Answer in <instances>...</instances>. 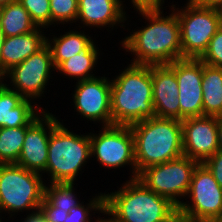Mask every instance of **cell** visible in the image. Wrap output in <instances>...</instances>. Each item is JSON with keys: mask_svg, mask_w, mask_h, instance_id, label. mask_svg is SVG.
<instances>
[{"mask_svg": "<svg viewBox=\"0 0 222 222\" xmlns=\"http://www.w3.org/2000/svg\"><path fill=\"white\" fill-rule=\"evenodd\" d=\"M161 8H137L149 24L121 41L123 49L135 55L132 64L168 65L181 59L178 16L172 9V13L164 17Z\"/></svg>", "mask_w": 222, "mask_h": 222, "instance_id": "6da1fadb", "label": "cell"}, {"mask_svg": "<svg viewBox=\"0 0 222 222\" xmlns=\"http://www.w3.org/2000/svg\"><path fill=\"white\" fill-rule=\"evenodd\" d=\"M112 125L131 126L155 117L152 65L129 64L111 80Z\"/></svg>", "mask_w": 222, "mask_h": 222, "instance_id": "7a4b0ae2", "label": "cell"}, {"mask_svg": "<svg viewBox=\"0 0 222 222\" xmlns=\"http://www.w3.org/2000/svg\"><path fill=\"white\" fill-rule=\"evenodd\" d=\"M117 192L104 194V214L115 222H169L178 207L156 194L137 178L130 179Z\"/></svg>", "mask_w": 222, "mask_h": 222, "instance_id": "3957f363", "label": "cell"}, {"mask_svg": "<svg viewBox=\"0 0 222 222\" xmlns=\"http://www.w3.org/2000/svg\"><path fill=\"white\" fill-rule=\"evenodd\" d=\"M134 136L137 177L145 168L184 155L179 119L152 117L130 126Z\"/></svg>", "mask_w": 222, "mask_h": 222, "instance_id": "277c9868", "label": "cell"}, {"mask_svg": "<svg viewBox=\"0 0 222 222\" xmlns=\"http://www.w3.org/2000/svg\"><path fill=\"white\" fill-rule=\"evenodd\" d=\"M91 157L90 133L78 135L60 121L50 133L45 172L50 183H74L79 171Z\"/></svg>", "mask_w": 222, "mask_h": 222, "instance_id": "5b68a950", "label": "cell"}, {"mask_svg": "<svg viewBox=\"0 0 222 222\" xmlns=\"http://www.w3.org/2000/svg\"><path fill=\"white\" fill-rule=\"evenodd\" d=\"M45 184L39 173L16 164H0V213L38 211L44 198Z\"/></svg>", "mask_w": 222, "mask_h": 222, "instance_id": "8992f818", "label": "cell"}, {"mask_svg": "<svg viewBox=\"0 0 222 222\" xmlns=\"http://www.w3.org/2000/svg\"><path fill=\"white\" fill-rule=\"evenodd\" d=\"M185 8L172 5L180 25L181 59H200L211 38L221 28L218 9L199 6L188 0ZM175 8V9H174Z\"/></svg>", "mask_w": 222, "mask_h": 222, "instance_id": "52a82bcc", "label": "cell"}, {"mask_svg": "<svg viewBox=\"0 0 222 222\" xmlns=\"http://www.w3.org/2000/svg\"><path fill=\"white\" fill-rule=\"evenodd\" d=\"M186 196L191 202H182L178 213L188 222H211L222 216V187L203 163L195 167Z\"/></svg>", "mask_w": 222, "mask_h": 222, "instance_id": "ba28073f", "label": "cell"}, {"mask_svg": "<svg viewBox=\"0 0 222 222\" xmlns=\"http://www.w3.org/2000/svg\"><path fill=\"white\" fill-rule=\"evenodd\" d=\"M197 164V161L183 155L177 159L143 169L137 179L147 188L166 197L179 207L183 202L179 199L186 197Z\"/></svg>", "mask_w": 222, "mask_h": 222, "instance_id": "9c48e42d", "label": "cell"}, {"mask_svg": "<svg viewBox=\"0 0 222 222\" xmlns=\"http://www.w3.org/2000/svg\"><path fill=\"white\" fill-rule=\"evenodd\" d=\"M90 145L91 157H96L100 165L111 169L131 165L130 179L137 178L134 136L130 126H103L98 135L90 133Z\"/></svg>", "mask_w": 222, "mask_h": 222, "instance_id": "30bf717a", "label": "cell"}, {"mask_svg": "<svg viewBox=\"0 0 222 222\" xmlns=\"http://www.w3.org/2000/svg\"><path fill=\"white\" fill-rule=\"evenodd\" d=\"M51 69L54 71L55 67L50 48L46 44L37 53L13 66L1 79L4 82V78L8 76L12 83L10 86H13L9 87L10 89L17 91L24 98L36 100L45 92L52 74Z\"/></svg>", "mask_w": 222, "mask_h": 222, "instance_id": "8fae6325", "label": "cell"}, {"mask_svg": "<svg viewBox=\"0 0 222 222\" xmlns=\"http://www.w3.org/2000/svg\"><path fill=\"white\" fill-rule=\"evenodd\" d=\"M76 83L73 94L76 111L87 120L101 121L102 126H111V81L104 76Z\"/></svg>", "mask_w": 222, "mask_h": 222, "instance_id": "7c38bea8", "label": "cell"}, {"mask_svg": "<svg viewBox=\"0 0 222 222\" xmlns=\"http://www.w3.org/2000/svg\"><path fill=\"white\" fill-rule=\"evenodd\" d=\"M168 66L175 72L178 82L180 120L203 116L202 61L182 58Z\"/></svg>", "mask_w": 222, "mask_h": 222, "instance_id": "4fadbf2b", "label": "cell"}, {"mask_svg": "<svg viewBox=\"0 0 222 222\" xmlns=\"http://www.w3.org/2000/svg\"><path fill=\"white\" fill-rule=\"evenodd\" d=\"M181 123L184 156L203 163L219 151L217 116L189 117Z\"/></svg>", "mask_w": 222, "mask_h": 222, "instance_id": "5bb4252c", "label": "cell"}, {"mask_svg": "<svg viewBox=\"0 0 222 222\" xmlns=\"http://www.w3.org/2000/svg\"><path fill=\"white\" fill-rule=\"evenodd\" d=\"M41 116L26 129L20 157L16 165L42 175L45 173L48 160L50 133L59 120L45 110L41 112Z\"/></svg>", "mask_w": 222, "mask_h": 222, "instance_id": "9a60e30c", "label": "cell"}, {"mask_svg": "<svg viewBox=\"0 0 222 222\" xmlns=\"http://www.w3.org/2000/svg\"><path fill=\"white\" fill-rule=\"evenodd\" d=\"M152 96L155 117L180 120L178 82L168 65H152Z\"/></svg>", "mask_w": 222, "mask_h": 222, "instance_id": "2e32d148", "label": "cell"}, {"mask_svg": "<svg viewBox=\"0 0 222 222\" xmlns=\"http://www.w3.org/2000/svg\"><path fill=\"white\" fill-rule=\"evenodd\" d=\"M33 103L0 79V128L30 126L44 112V109Z\"/></svg>", "mask_w": 222, "mask_h": 222, "instance_id": "e0dca14e", "label": "cell"}, {"mask_svg": "<svg viewBox=\"0 0 222 222\" xmlns=\"http://www.w3.org/2000/svg\"><path fill=\"white\" fill-rule=\"evenodd\" d=\"M40 30L42 27L27 34L5 38L0 54V78L46 45V36Z\"/></svg>", "mask_w": 222, "mask_h": 222, "instance_id": "ac0fdd59", "label": "cell"}, {"mask_svg": "<svg viewBox=\"0 0 222 222\" xmlns=\"http://www.w3.org/2000/svg\"><path fill=\"white\" fill-rule=\"evenodd\" d=\"M122 5L121 0H78L76 20L87 27H114L127 20Z\"/></svg>", "mask_w": 222, "mask_h": 222, "instance_id": "d6986e66", "label": "cell"}, {"mask_svg": "<svg viewBox=\"0 0 222 222\" xmlns=\"http://www.w3.org/2000/svg\"><path fill=\"white\" fill-rule=\"evenodd\" d=\"M46 44L50 48L53 65L56 69L63 61L72 58L83 50H90L95 43L84 32L70 30L59 38L53 37L49 40L46 37Z\"/></svg>", "mask_w": 222, "mask_h": 222, "instance_id": "ffe728a7", "label": "cell"}, {"mask_svg": "<svg viewBox=\"0 0 222 222\" xmlns=\"http://www.w3.org/2000/svg\"><path fill=\"white\" fill-rule=\"evenodd\" d=\"M203 115L222 116V68L202 62Z\"/></svg>", "mask_w": 222, "mask_h": 222, "instance_id": "44dd1931", "label": "cell"}, {"mask_svg": "<svg viewBox=\"0 0 222 222\" xmlns=\"http://www.w3.org/2000/svg\"><path fill=\"white\" fill-rule=\"evenodd\" d=\"M0 27L6 37L27 34L37 28L18 0L0 6Z\"/></svg>", "mask_w": 222, "mask_h": 222, "instance_id": "7402d4cb", "label": "cell"}, {"mask_svg": "<svg viewBox=\"0 0 222 222\" xmlns=\"http://www.w3.org/2000/svg\"><path fill=\"white\" fill-rule=\"evenodd\" d=\"M99 50L94 45L90 50H83L79 54L70 59L63 61L55 70L65 74V76L78 78L77 81L87 80L94 78L91 74L93 68L97 64Z\"/></svg>", "mask_w": 222, "mask_h": 222, "instance_id": "603a6c76", "label": "cell"}, {"mask_svg": "<svg viewBox=\"0 0 222 222\" xmlns=\"http://www.w3.org/2000/svg\"><path fill=\"white\" fill-rule=\"evenodd\" d=\"M29 126L0 128V164H16Z\"/></svg>", "mask_w": 222, "mask_h": 222, "instance_id": "cb8c5ba5", "label": "cell"}, {"mask_svg": "<svg viewBox=\"0 0 222 222\" xmlns=\"http://www.w3.org/2000/svg\"><path fill=\"white\" fill-rule=\"evenodd\" d=\"M73 187L74 183H51L49 187L45 184L44 198L52 206L69 212L72 207L82 204L78 201Z\"/></svg>", "mask_w": 222, "mask_h": 222, "instance_id": "d4e9b609", "label": "cell"}, {"mask_svg": "<svg viewBox=\"0 0 222 222\" xmlns=\"http://www.w3.org/2000/svg\"><path fill=\"white\" fill-rule=\"evenodd\" d=\"M51 25L76 22L78 0H50ZM55 22V23H54Z\"/></svg>", "mask_w": 222, "mask_h": 222, "instance_id": "484cf974", "label": "cell"}, {"mask_svg": "<svg viewBox=\"0 0 222 222\" xmlns=\"http://www.w3.org/2000/svg\"><path fill=\"white\" fill-rule=\"evenodd\" d=\"M28 11L37 27L48 28L51 25L50 0H18Z\"/></svg>", "mask_w": 222, "mask_h": 222, "instance_id": "4316f807", "label": "cell"}, {"mask_svg": "<svg viewBox=\"0 0 222 222\" xmlns=\"http://www.w3.org/2000/svg\"><path fill=\"white\" fill-rule=\"evenodd\" d=\"M104 194L101 193L90 200V202L85 206L80 204L78 206L72 207L64 222H91L90 211H99L104 213ZM90 218V219H89Z\"/></svg>", "mask_w": 222, "mask_h": 222, "instance_id": "83f0119b", "label": "cell"}, {"mask_svg": "<svg viewBox=\"0 0 222 222\" xmlns=\"http://www.w3.org/2000/svg\"><path fill=\"white\" fill-rule=\"evenodd\" d=\"M200 60L209 66L222 68V29L211 38L208 49Z\"/></svg>", "mask_w": 222, "mask_h": 222, "instance_id": "f1b7e54d", "label": "cell"}, {"mask_svg": "<svg viewBox=\"0 0 222 222\" xmlns=\"http://www.w3.org/2000/svg\"><path fill=\"white\" fill-rule=\"evenodd\" d=\"M39 210L50 222H64L68 215V212L52 206L45 198H43Z\"/></svg>", "mask_w": 222, "mask_h": 222, "instance_id": "f546056e", "label": "cell"}, {"mask_svg": "<svg viewBox=\"0 0 222 222\" xmlns=\"http://www.w3.org/2000/svg\"><path fill=\"white\" fill-rule=\"evenodd\" d=\"M203 164L209 169L214 179L222 187V151H217L214 155L205 160Z\"/></svg>", "mask_w": 222, "mask_h": 222, "instance_id": "4dcf8cb0", "label": "cell"}, {"mask_svg": "<svg viewBox=\"0 0 222 222\" xmlns=\"http://www.w3.org/2000/svg\"><path fill=\"white\" fill-rule=\"evenodd\" d=\"M133 7L137 8H149V7H162L164 0H131Z\"/></svg>", "mask_w": 222, "mask_h": 222, "instance_id": "1f68e13d", "label": "cell"}, {"mask_svg": "<svg viewBox=\"0 0 222 222\" xmlns=\"http://www.w3.org/2000/svg\"><path fill=\"white\" fill-rule=\"evenodd\" d=\"M193 3L209 8L220 9L222 8V0H190Z\"/></svg>", "mask_w": 222, "mask_h": 222, "instance_id": "d6a6232c", "label": "cell"}, {"mask_svg": "<svg viewBox=\"0 0 222 222\" xmlns=\"http://www.w3.org/2000/svg\"><path fill=\"white\" fill-rule=\"evenodd\" d=\"M32 212L30 215H27V217L24 218L22 222H50L43 216L40 210L32 211Z\"/></svg>", "mask_w": 222, "mask_h": 222, "instance_id": "836d02e7", "label": "cell"}, {"mask_svg": "<svg viewBox=\"0 0 222 222\" xmlns=\"http://www.w3.org/2000/svg\"><path fill=\"white\" fill-rule=\"evenodd\" d=\"M218 144L219 150L222 151V116L218 117Z\"/></svg>", "mask_w": 222, "mask_h": 222, "instance_id": "e575fe53", "label": "cell"}, {"mask_svg": "<svg viewBox=\"0 0 222 222\" xmlns=\"http://www.w3.org/2000/svg\"><path fill=\"white\" fill-rule=\"evenodd\" d=\"M169 222H188L184 217H182L179 213L171 219Z\"/></svg>", "mask_w": 222, "mask_h": 222, "instance_id": "d590c367", "label": "cell"}, {"mask_svg": "<svg viewBox=\"0 0 222 222\" xmlns=\"http://www.w3.org/2000/svg\"><path fill=\"white\" fill-rule=\"evenodd\" d=\"M5 34L4 32L1 30V27H0V54H1V49H2V46L4 44V41H5Z\"/></svg>", "mask_w": 222, "mask_h": 222, "instance_id": "8d00e7d4", "label": "cell"}, {"mask_svg": "<svg viewBox=\"0 0 222 222\" xmlns=\"http://www.w3.org/2000/svg\"><path fill=\"white\" fill-rule=\"evenodd\" d=\"M95 222H115L112 218H109V216H108V218L107 219H103V218H98V220H96Z\"/></svg>", "mask_w": 222, "mask_h": 222, "instance_id": "74e56055", "label": "cell"}, {"mask_svg": "<svg viewBox=\"0 0 222 222\" xmlns=\"http://www.w3.org/2000/svg\"><path fill=\"white\" fill-rule=\"evenodd\" d=\"M13 1H17V0H0V6L8 4V3L13 2Z\"/></svg>", "mask_w": 222, "mask_h": 222, "instance_id": "f35d334b", "label": "cell"}, {"mask_svg": "<svg viewBox=\"0 0 222 222\" xmlns=\"http://www.w3.org/2000/svg\"><path fill=\"white\" fill-rule=\"evenodd\" d=\"M219 14H220V25H221V29H222V8L218 9Z\"/></svg>", "mask_w": 222, "mask_h": 222, "instance_id": "ab89813d", "label": "cell"}, {"mask_svg": "<svg viewBox=\"0 0 222 222\" xmlns=\"http://www.w3.org/2000/svg\"><path fill=\"white\" fill-rule=\"evenodd\" d=\"M211 222H222V216L212 220Z\"/></svg>", "mask_w": 222, "mask_h": 222, "instance_id": "60d3db41", "label": "cell"}]
</instances>
